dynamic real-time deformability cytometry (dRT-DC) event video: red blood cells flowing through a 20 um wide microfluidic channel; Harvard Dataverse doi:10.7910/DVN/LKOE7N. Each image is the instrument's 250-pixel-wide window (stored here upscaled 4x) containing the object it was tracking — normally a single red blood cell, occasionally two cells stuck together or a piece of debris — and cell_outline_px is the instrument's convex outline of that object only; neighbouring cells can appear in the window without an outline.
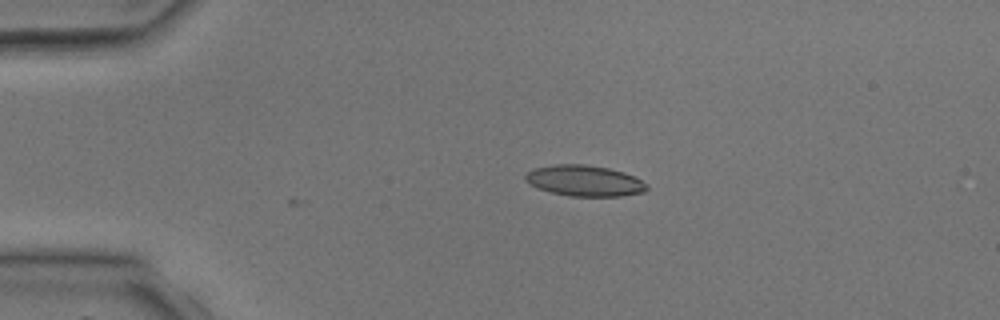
{"species": "common noctule bat (a hibernating species)", "species_latin": "Nyctalus noctula", "temperature_condition": "room temperature", "stored_images_in_passage": 3, "camera_frame_rate_fps": 3000, "um_per_image_px": 0.085, "animal": {"sex": "male", "body_mass_g": 17.9, "forearm_length_mm": 54.2}, "frame": {"image": 1, "passage_image": 3, "time_ms": 2.333, "image_size_px": [1000, 320], "cell_outline_px": [[648, 188], [644, 192], [620, 196], [568, 196], [536, 188], [528, 184], [524, 180], [524, 176], [532, 168], [552, 164], [584, 164], [608, 168], [624, 172], [648, 184]], "centroid_in_image_um": [49.63, 15.36], "position_along_channel_um": 35.4, "area_um2": 22.02}}